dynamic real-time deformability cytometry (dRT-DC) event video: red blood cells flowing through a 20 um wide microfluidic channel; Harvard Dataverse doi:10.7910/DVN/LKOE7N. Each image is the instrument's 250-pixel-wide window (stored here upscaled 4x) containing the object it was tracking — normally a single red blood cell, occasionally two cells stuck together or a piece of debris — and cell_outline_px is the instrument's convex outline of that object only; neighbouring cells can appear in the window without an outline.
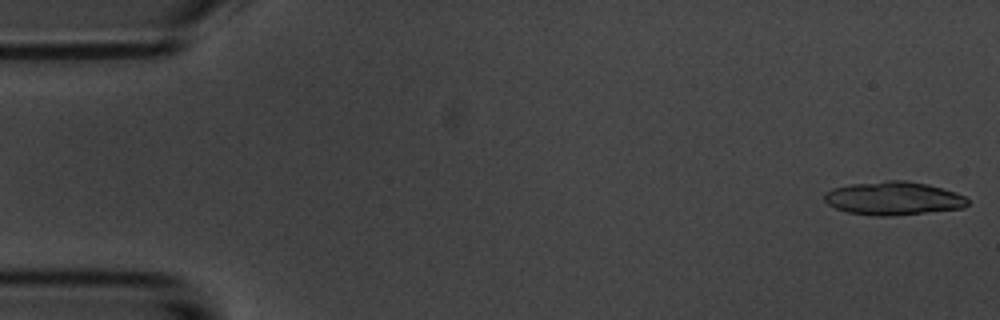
{"species": "common noctule bat (a hibernating species)", "species_latin": "Nyctalus noctula", "temperature_condition": "room temperature", "stored_images_in_passage": 56, "segment_of_instrument_passage": [1, 2], "camera_frame_rate_fps": 3000, "um_per_image_px": 0.085, "animal": {"sex": "male", "body_mass_g": 20.1, "forearm_length_mm": 53.5}, "frame": {"image": 1, "passage_image": 1, "time_ms": 0.0, "image_size_px": [1000, 320], "cell_outline_px": [[968, 204], [964, 208], [892, 216], [872, 216], [848, 212], [836, 208], [828, 204], [824, 200], [824, 192], [832, 188], [848, 184], [888, 180], [904, 180], [928, 184], [956, 192], [964, 196], [968, 200]], "centroid_in_image_um": [75.92, 16.85], "position_along_channel_um": 9.1, "area_um2": 28.09}}